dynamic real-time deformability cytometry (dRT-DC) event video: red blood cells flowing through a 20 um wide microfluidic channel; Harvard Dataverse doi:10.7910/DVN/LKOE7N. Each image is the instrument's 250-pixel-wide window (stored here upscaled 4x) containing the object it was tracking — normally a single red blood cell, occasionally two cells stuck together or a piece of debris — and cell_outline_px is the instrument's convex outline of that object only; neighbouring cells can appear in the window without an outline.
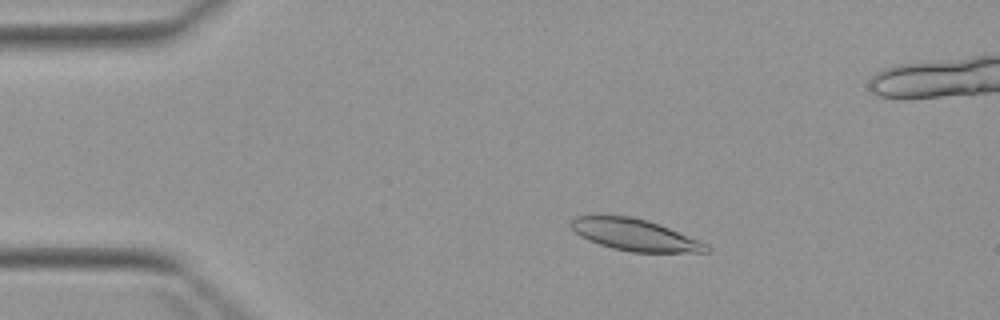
{"species": "Egyptian fruit bat (a non-hibernating species)", "species_latin": "Rousettus aegyptiacus", "temperature_condition": "warm", "stored_images_in_passage": 4, "camera_frame_rate_fps": 3000, "um_per_image_px": 0.085, "animal": {"sex": "female"}, "frame": {"image": 1, "passage_image": 2, "time_ms": 1.333, "image_size_px": [1000, 320], "cell_outline_px": [[712, 252], [632, 252], [612, 248], [588, 240], [580, 236], [568, 224], [576, 216], [632, 216], [648, 220], [700, 240], [708, 244], [712, 248]], "centroid_in_image_um": [54.0, 19.97], "position_along_channel_um": 31.0, "area_um2": 24.97}}